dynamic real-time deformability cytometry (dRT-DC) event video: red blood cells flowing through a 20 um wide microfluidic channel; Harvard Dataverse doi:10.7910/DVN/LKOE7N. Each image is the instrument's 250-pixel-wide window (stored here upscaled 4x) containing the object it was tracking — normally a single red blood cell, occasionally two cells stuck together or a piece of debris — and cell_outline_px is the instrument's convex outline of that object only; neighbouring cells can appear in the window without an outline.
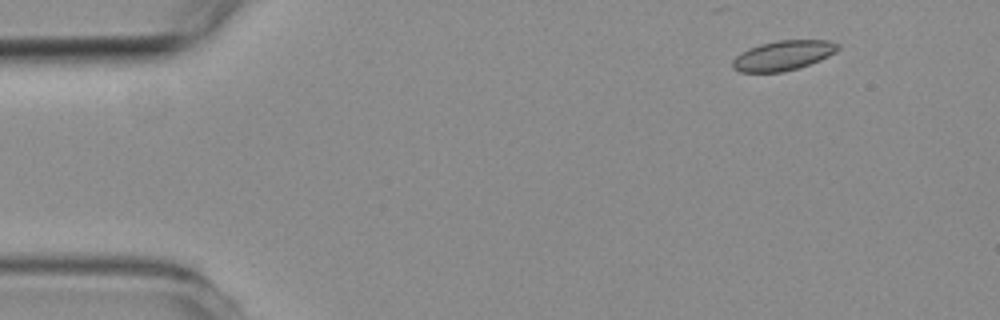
{"species": "common noctule bat (a hibernating species)", "species_latin": "Nyctalus noctula", "temperature_condition": "room temperature", "stored_images_in_passage": 4, "camera_frame_rate_fps": 3000, "um_per_image_px": 0.085, "animal": {"sex": "female", "body_mass_g": 19.3, "forearm_length_mm": 54.1}, "frame": {"image": 1, "passage_image": 1, "time_ms": 0.0, "image_size_px": [1000, 320], "cell_outline_px": [[840, 48], [836, 52], [820, 60], [784, 72], [740, 72], [732, 68], [732, 60], [736, 56], [748, 48], [760, 44], [780, 40], [828, 40], [840, 44]], "centroid_in_image_um": [66.56, 4.71], "position_along_channel_um": 18.4, "area_um2": 18.26}}
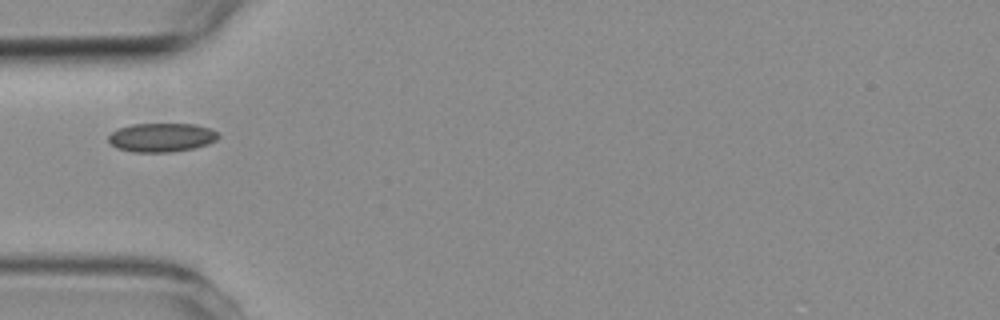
{"frame": {"image": 2, "passage_image": 3, "time_ms": 3.667, "image_size_px": [1000, 320], "cell_outline_px": [[220, 136], [216, 140], [208, 144], [192, 148], [168, 152], [132, 152], [116, 148], [108, 140], [108, 136], [116, 128], [132, 124], [196, 124], [208, 128], [216, 132]], "centroid_in_image_um": [13.69, 11.68], "position_along_channel_um": 71.3, "area_um2": 18.44}}
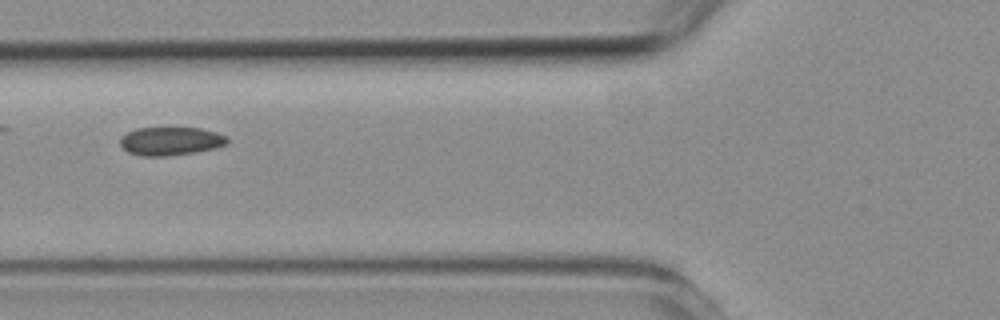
{"frame": {"image": 3, "passage_image": 4, "time_ms": 4.667, "image_size_px": [1000, 320], "cell_outline_px": [[228, 144], [196, 152], [164, 156], [144, 156], [128, 152], [120, 144], [120, 136], [136, 128], [200, 128], [216, 132], [224, 136], [228, 140]], "centroid_in_image_um": [14.48, 11.99], "position_along_channel_um": 111.3, "area_um2": 17.51}}